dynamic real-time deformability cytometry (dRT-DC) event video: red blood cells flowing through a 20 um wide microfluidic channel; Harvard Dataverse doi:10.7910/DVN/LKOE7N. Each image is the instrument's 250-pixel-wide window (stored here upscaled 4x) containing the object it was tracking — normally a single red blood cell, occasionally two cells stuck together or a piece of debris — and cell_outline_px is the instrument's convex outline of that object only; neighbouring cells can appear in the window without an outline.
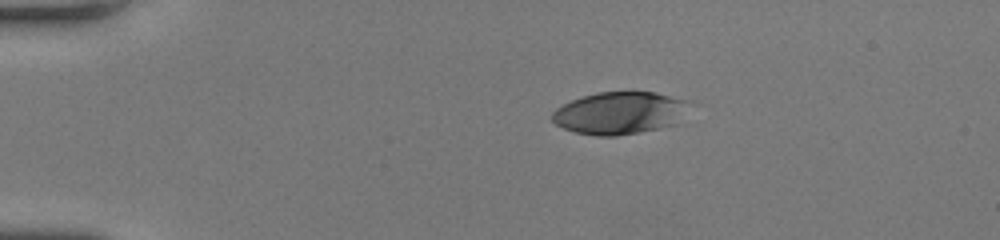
{"species": "human", "species_latin": "Homo sapiens", "temperature_condition": "room temperature", "stored_images_in_passage": 41, "camera_frame_rate_fps": 3000, "um_per_image_px": 0.085, "donor": {"sex": "female"}, "frame": {"image": 1, "passage_image": 1, "time_ms": 0.0, "image_size_px": [1000, 240], "cell_outline_px": [[696, 104], [676, 124], [660, 128], [640, 132], [616, 136], [596, 136], [576, 132], [564, 128], [556, 124], [552, 120], [552, 112], [556, 108], [572, 100], [596, 92], [656, 92], [696, 100]], "centroid_in_image_um": [52.82, 9.58], "position_along_channel_um": 32.2, "area_um2": 34.68}}
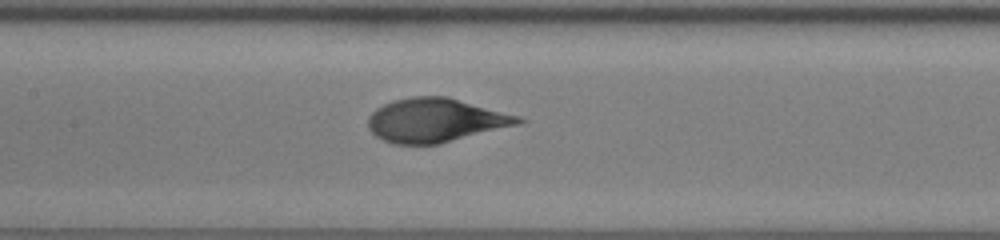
{"frame": {"image": 2, "passage_image": 16, "time_ms": 5.0, "image_size_px": [1000, 240], "cell_outline_px": [[528, 120], [520, 124], [440, 144], [392, 144], [376, 136], [368, 128], [368, 116], [376, 108], [392, 100], [412, 96], [448, 96], [520, 116]], "centroid_in_image_um": [37.03, 10.22], "position_along_channel_um": 170.4, "area_um2": 38.67}}
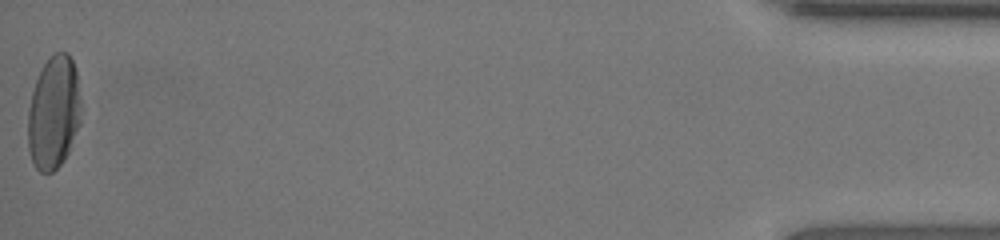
{"frame": {"image": 3, "passage_image": 41, "time_ms": 13.333, "image_size_px": [1000, 240], "cell_outline_px": [[80, 124], [68, 152], [64, 160], [52, 172], [40, 172], [36, 168], [32, 160], [28, 148], [28, 108], [32, 92], [36, 80], [44, 64], [56, 52], [68, 52], [76, 68], [80, 96]], "centroid_in_image_um": [4.57, 9.57], "position_along_channel_um": 430.6, "area_um2": 34.97}, "authors_computed_cell_mechanics": {"area_um2": 37.4544, "velocity_mm_per_s": 4.2063, "shape_relaxation_time_tau1_ms": 3.4978, "shape_relaxation_time_tau2_ms": null, "deformation_change_tau1": 0.2103, "deformation_change_tau2": null}}